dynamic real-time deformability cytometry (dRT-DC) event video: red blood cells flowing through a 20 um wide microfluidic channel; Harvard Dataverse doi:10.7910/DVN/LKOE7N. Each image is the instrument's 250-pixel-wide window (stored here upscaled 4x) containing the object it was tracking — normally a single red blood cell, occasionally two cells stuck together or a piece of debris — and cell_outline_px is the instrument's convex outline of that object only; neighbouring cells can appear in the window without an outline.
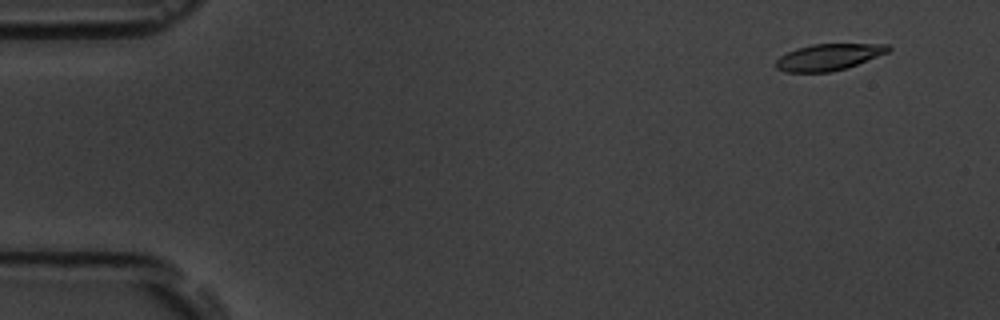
{"species": "common noctule bat (a hibernating species)", "species_latin": "Nyctalus noctula", "temperature_condition": "room temperature", "stored_images_in_passage": 52, "camera_frame_rate_fps": 3000, "um_per_image_px": 0.085, "animal": {"sex": "male", "body_mass_g": 19.5, "forearm_length_mm": 54.6}, "frame": {"image": 1, "passage_image": 2, "time_ms": 0.333, "image_size_px": [1000, 320], "cell_outline_px": [[892, 48], [888, 52], [848, 68], [832, 72], [784, 72], [776, 68], [776, 60], [780, 56], [796, 48], [812, 44], [888, 44]], "centroid_in_image_um": [70.43, 4.85], "position_along_channel_um": 14.6, "area_um2": 17.4}}
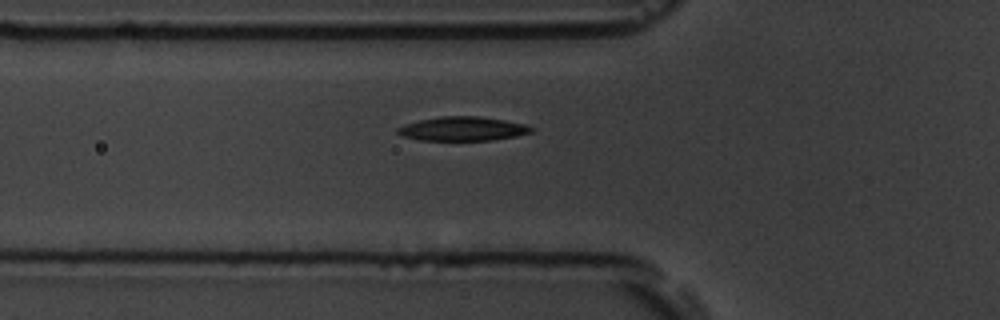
{"frame": {"image": 2, "passage_image": 17, "time_ms": 5.333, "image_size_px": [1000, 320], "cell_outline_px": [[532, 132], [516, 136], [492, 140], [420, 140], [404, 136], [396, 132], [396, 128], [404, 124], [420, 120], [440, 116], [480, 116], [504, 120], [524, 124], [532, 128]], "centroid_in_image_um": [39.3, 10.94], "position_along_channel_um": 86.5, "area_um2": 18.61}}
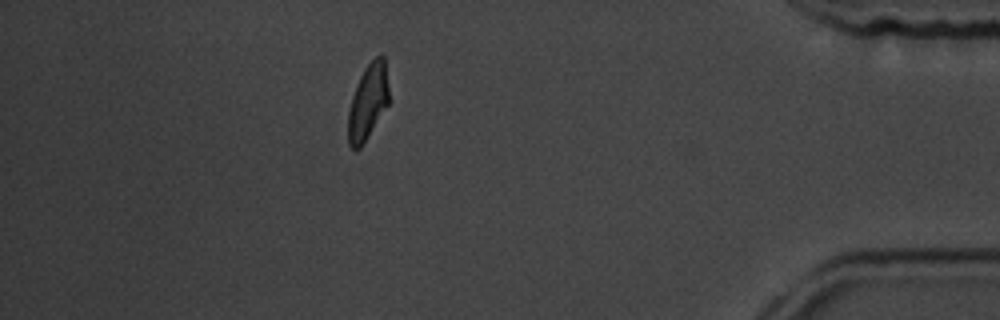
{"frame": {"image": 3, "passage_image": 46, "time_ms": 15.0, "image_size_px": [1000, 320], "cell_outline_px": [[388, 104], [360, 148], [352, 148], [348, 144], [348, 112], [352, 96], [356, 84], [364, 68], [376, 56], [384, 56], [388, 88]], "centroid_in_image_um": [31.25, 8.65], "position_along_channel_um": 403.9, "area_um2": 17.57}, "authors_computed_cell_mechanics": {"area_um2": 18.6694, "velocity_mm_per_s": 3.7512, "shape_relaxation_time_tau1_ms": 3.6176, "shape_relaxation_time_tau2_ms": 5.735, "deformation_change_tau1": 0.1559, "deformation_change_tau2": 0.1174}}